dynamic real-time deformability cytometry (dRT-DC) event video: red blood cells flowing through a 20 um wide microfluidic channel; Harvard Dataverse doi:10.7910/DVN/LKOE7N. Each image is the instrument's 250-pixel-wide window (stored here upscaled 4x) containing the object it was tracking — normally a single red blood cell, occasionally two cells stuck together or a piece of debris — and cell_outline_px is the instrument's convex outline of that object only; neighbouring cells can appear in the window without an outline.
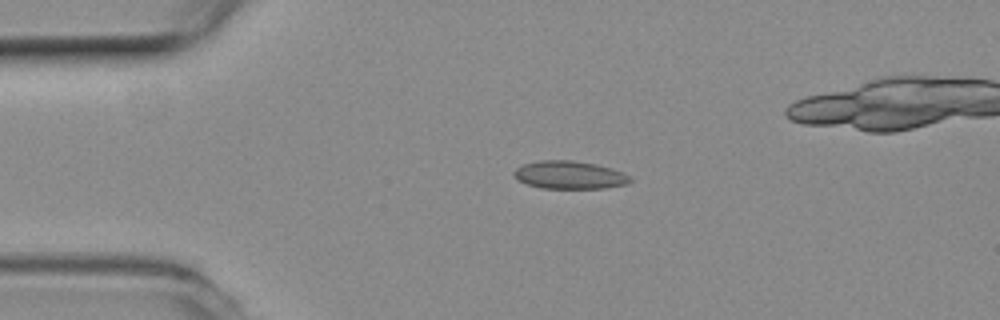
{"species": "common noctule bat (a hibernating species)", "species_latin": "Nyctalus noctula", "temperature_condition": "room temperature", "stored_images_in_passage": 4, "camera_frame_rate_fps": 3000, "um_per_image_px": 0.085, "animal": {"sex": "female", "body_mass_g": 19.3, "forearm_length_mm": 54.1}, "frame": {"image": 1, "passage_image": 2, "time_ms": 0.333, "image_size_px": [1000, 320], "cell_outline_px": [[632, 180], [628, 184], [604, 188], [540, 188], [528, 184], [512, 176], [512, 172], [516, 168], [524, 164], [540, 160], [572, 160], [596, 164], [612, 168], [624, 172], [632, 176]], "centroid_in_image_um": [48.44, 14.87], "position_along_channel_um": 36.6, "area_um2": 19.07}}